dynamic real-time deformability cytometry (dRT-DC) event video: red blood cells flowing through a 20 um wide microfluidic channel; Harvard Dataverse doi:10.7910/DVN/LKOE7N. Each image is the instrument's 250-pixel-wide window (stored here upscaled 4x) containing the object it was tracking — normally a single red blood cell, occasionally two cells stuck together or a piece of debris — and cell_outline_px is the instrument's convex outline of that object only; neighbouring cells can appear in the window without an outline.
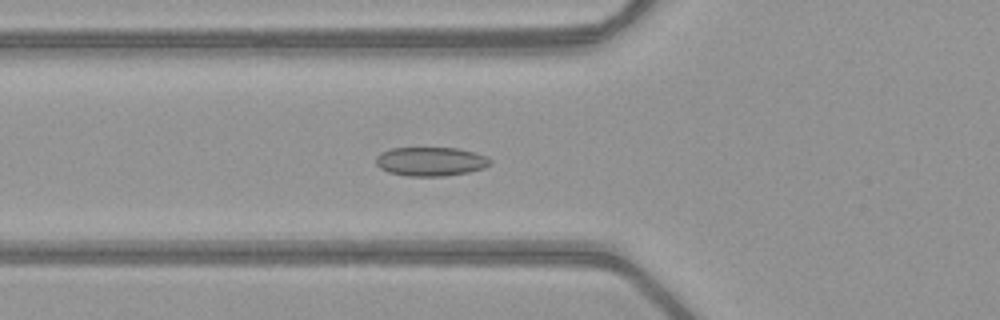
{"species": "common noctule bat (a hibernating species)", "species_latin": "Nyctalus noctula", "temperature_condition": "warm", "stored_images_in_passage": 51, "camera_frame_rate_fps": 3000, "um_per_image_px": 0.085, "animal": {"sex": "female", "body_mass_g": 21.9}, "frame": {"image": 1, "passage_image": 19, "time_ms": 6.0, "image_size_px": [1000, 320], "cell_outline_px": [[492, 164], [484, 168], [468, 172], [444, 176], [408, 176], [388, 172], [380, 168], [376, 164], [376, 156], [380, 152], [392, 148], [460, 148], [476, 152], [488, 156], [492, 160]], "centroid_in_image_um": [36.64, 13.72], "position_along_channel_um": 89.2, "area_um2": 19.54}}
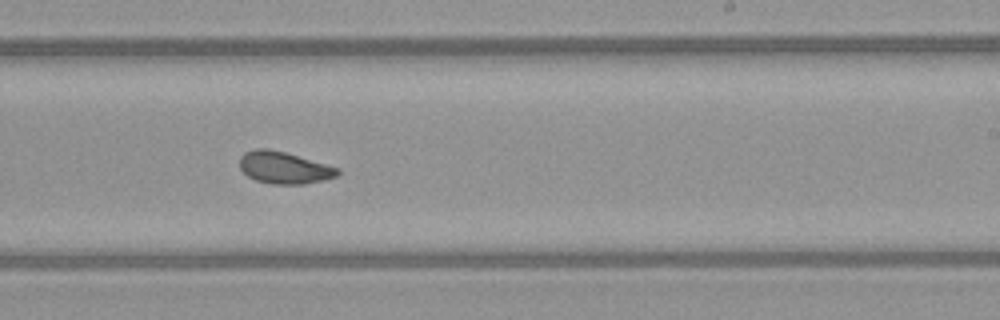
{"frame": {"image": 2, "passage_image": 32, "time_ms": 10.333, "image_size_px": [1000, 320], "cell_outline_px": [[340, 172], [336, 176], [324, 180], [304, 184], [272, 184], [256, 180], [248, 176], [240, 168], [240, 156], [244, 152], [256, 148], [268, 148], [284, 152], [340, 168]], "centroid_in_image_um": [24.14, 14.25], "position_along_channel_um": 264.9, "area_um2": 18.21}}
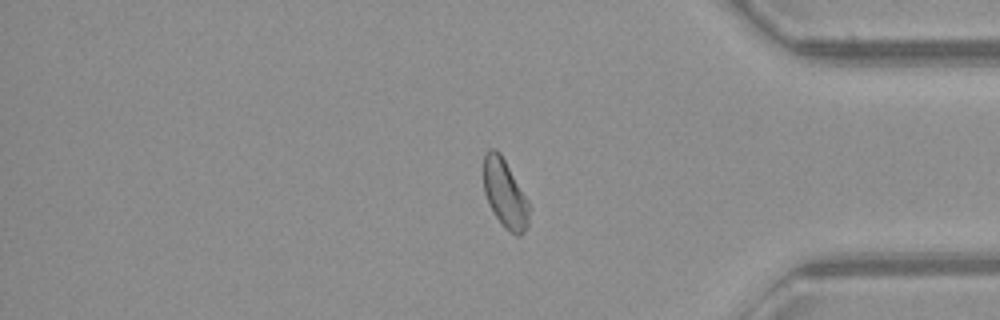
{"frame": {"image": 3, "passage_image": 43, "time_ms": 14.0, "image_size_px": [1000, 320], "cell_outline_px": [[532, 208], [528, 228], [520, 236], [516, 236], [496, 216], [488, 204], [484, 192], [484, 152], [488, 148], [496, 148], [500, 152], [528, 200]], "centroid_in_image_um": [42.95, 16.44], "position_along_channel_um": 392.3, "area_um2": 18.32}, "authors_computed_cell_mechanics": {"area_um2": 18.6116, "velocity_mm_per_s": 4.0355, "shape_relaxation_time_tau1_ms": 6.5049, "shape_relaxation_time_tau2_ms": 1.39, "deformation_change_tau1": 0.1141, "deformation_change_tau2": 0.0681}}